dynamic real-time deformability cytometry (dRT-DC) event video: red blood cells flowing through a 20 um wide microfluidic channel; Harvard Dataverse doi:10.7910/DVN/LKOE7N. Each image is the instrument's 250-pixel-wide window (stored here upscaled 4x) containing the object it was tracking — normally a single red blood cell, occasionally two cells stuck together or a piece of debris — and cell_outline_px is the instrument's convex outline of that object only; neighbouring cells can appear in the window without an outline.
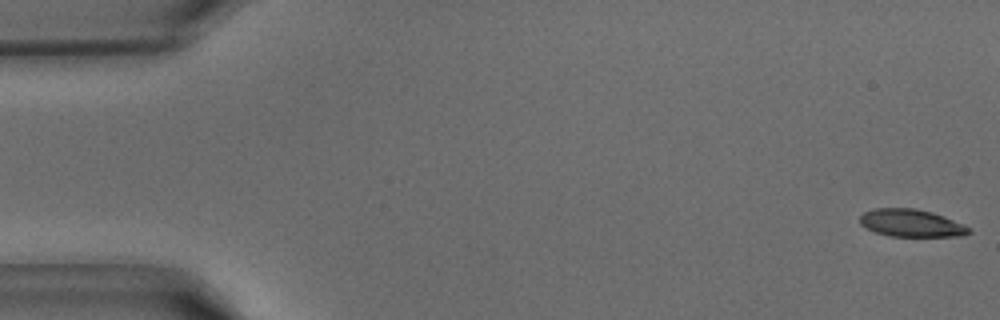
{"species": "common noctule bat (a hibernating species)", "species_latin": "Nyctalus noctula", "temperature_condition": "warm", "stored_images_in_passage": 41, "camera_frame_rate_fps": 3000, "um_per_image_px": 0.085, "animal": {"sex": "male", "body_mass_g": 15.6}, "frame": {"image": 1, "passage_image": 1, "time_ms": 0.0, "image_size_px": [1000, 320], "cell_outline_px": [[972, 232], [960, 236], [888, 236], [876, 232], [860, 224], [860, 216], [864, 212], [876, 208], [916, 208], [932, 212], [944, 216], [972, 228]], "centroid_in_image_um": [77.48, 18.96], "position_along_channel_um": 7.5, "area_um2": 17.46}}
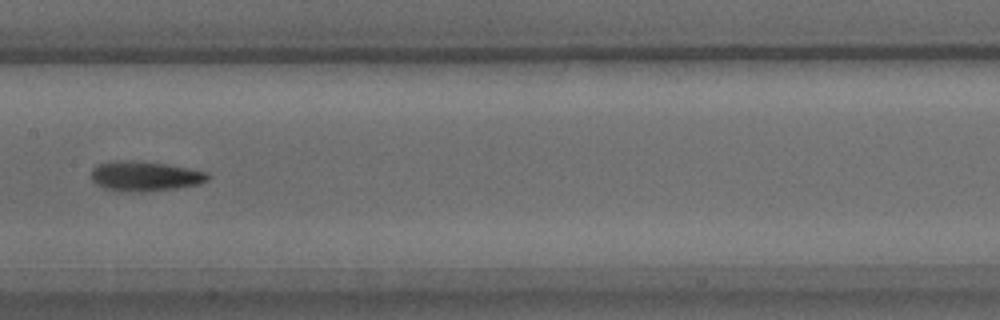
{"frame": {"image": 2, "passage_image": 21, "time_ms": 6.667, "image_size_px": [1000, 320], "cell_outline_px": [[208, 180], [200, 184], [176, 188], [140, 192], [104, 188], [96, 184], [92, 180], [92, 168], [108, 160], [132, 160], [168, 164], [208, 172]], "centroid_in_image_um": [12.32, 14.95], "position_along_channel_um": 195.1, "area_um2": 20.23}}
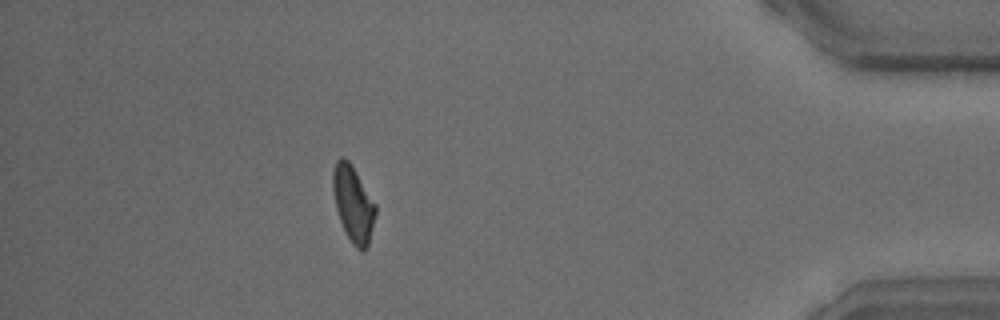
{"frame": {"image": 3, "passage_image": 37, "time_ms": 12.0, "image_size_px": [1000, 320], "cell_outline_px": [[376, 212], [368, 248], [364, 252], [360, 252], [352, 244], [340, 220], [336, 208], [332, 188], [332, 172], [336, 160], [340, 156], [344, 156], [352, 164], [376, 204]], "centroid_in_image_um": [30.03, 17.31], "position_along_channel_um": 405.2, "area_um2": 19.13}}